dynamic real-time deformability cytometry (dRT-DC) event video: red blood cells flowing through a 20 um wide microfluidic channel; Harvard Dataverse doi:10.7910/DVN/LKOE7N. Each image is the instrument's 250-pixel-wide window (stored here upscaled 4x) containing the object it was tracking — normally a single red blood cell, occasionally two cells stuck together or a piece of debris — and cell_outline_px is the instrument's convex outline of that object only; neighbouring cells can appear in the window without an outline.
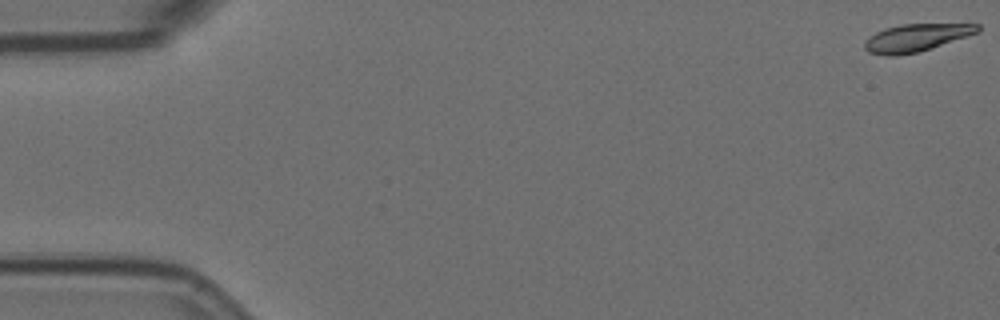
{"species": "Egyptian fruit bat (a non-hibernating species)", "species_latin": "Rousettus aegyptiacus", "temperature_condition": "room temperature", "stored_images_in_passage": 6, "camera_frame_rate_fps": 3000, "um_per_image_px": 0.085, "animal": {"sex": "female"}, "frame": {"image": 1, "passage_image": 1, "time_ms": 0.0, "image_size_px": [1000, 320], "cell_outline_px": [[980, 32], [920, 52], [896, 56], [884, 56], [868, 52], [864, 48], [864, 40], [868, 36], [884, 28], [900, 24], [980, 24]], "centroid_in_image_um": [77.84, 3.21], "position_along_channel_um": 7.2, "area_um2": 18.44}}
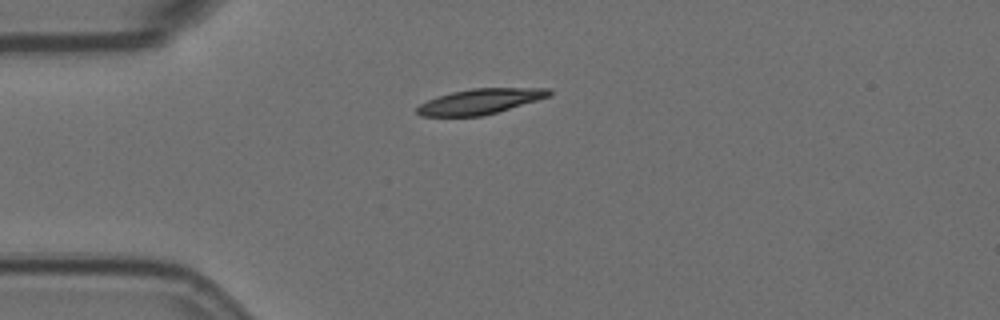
{"frame": {"image": 2, "passage_image": 5, "time_ms": 1.333, "image_size_px": [1000, 320], "cell_outline_px": [[552, 96], [496, 112], [480, 116], [420, 116], [416, 112], [416, 108], [420, 104], [436, 96], [452, 92], [472, 88], [552, 88]], "centroid_in_image_um": [40.82, 8.61], "position_along_channel_um": 44.2, "area_um2": 19.48}}